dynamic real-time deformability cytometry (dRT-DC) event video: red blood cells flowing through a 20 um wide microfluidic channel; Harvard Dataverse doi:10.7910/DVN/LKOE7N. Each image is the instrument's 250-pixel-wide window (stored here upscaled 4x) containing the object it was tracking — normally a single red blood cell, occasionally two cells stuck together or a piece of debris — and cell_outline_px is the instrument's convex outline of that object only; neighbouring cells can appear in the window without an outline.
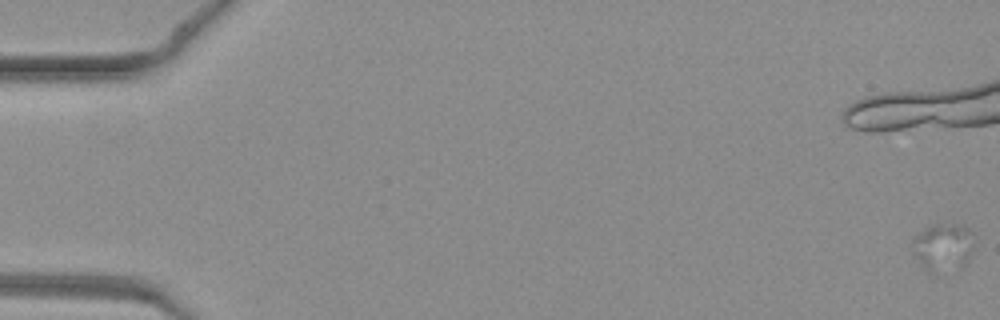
{"species": "common noctule bat (a hibernating species)", "species_latin": "Nyctalus noctula", "temperature_condition": "warm", "stored_images_in_passage": 39, "camera_frame_rate_fps": 3000, "um_per_image_px": 0.085, "animal": {"sex": "female", "body_mass_g": 19.3, "forearm_length_mm": 54.1}, "frame": {"image": 1, "passage_image": 1, "time_ms": 0.0, "image_size_px": [1000, 320], "cell_outline_px": [[972, 252], [968, 264], [960, 268], [936, 272], [932, 272], [924, 268], [916, 260], [912, 252], [912, 240], [920, 232], [932, 224], [964, 224], [972, 232]], "centroid_in_image_um": [80.17, 21.0], "position_along_channel_um": 4.8, "area_um2": 17.4}}